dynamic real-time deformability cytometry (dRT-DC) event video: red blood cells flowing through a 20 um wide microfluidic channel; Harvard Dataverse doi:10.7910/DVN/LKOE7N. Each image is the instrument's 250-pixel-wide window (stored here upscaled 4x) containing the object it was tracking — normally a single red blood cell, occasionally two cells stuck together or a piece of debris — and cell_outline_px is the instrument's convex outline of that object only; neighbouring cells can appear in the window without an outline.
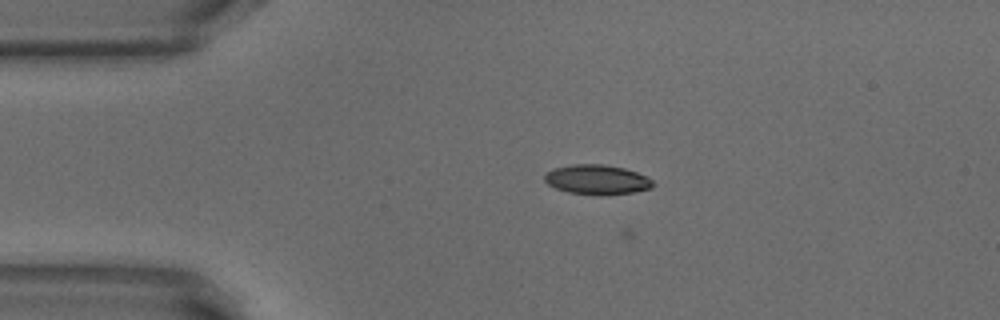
{"species": "common noctule bat (a hibernating species)", "species_latin": "Nyctalus noctula", "temperature_condition": "warm", "stored_images_in_passage": 8, "camera_frame_rate_fps": 3000, "um_per_image_px": 0.085, "animal": {"sex": "male", "body_mass_g": 18.8}, "frame": {"image": 1, "passage_image": 4, "time_ms": 1.0, "image_size_px": [1000, 320], "cell_outline_px": [[652, 188], [632, 192], [608, 196], [596, 196], [568, 192], [556, 188], [548, 184], [544, 180], [544, 176], [552, 168], [572, 164], [604, 164], [624, 168], [636, 172], [652, 180]], "centroid_in_image_um": [50.71, 15.28], "position_along_channel_um": 34.3, "area_um2": 18.9}}